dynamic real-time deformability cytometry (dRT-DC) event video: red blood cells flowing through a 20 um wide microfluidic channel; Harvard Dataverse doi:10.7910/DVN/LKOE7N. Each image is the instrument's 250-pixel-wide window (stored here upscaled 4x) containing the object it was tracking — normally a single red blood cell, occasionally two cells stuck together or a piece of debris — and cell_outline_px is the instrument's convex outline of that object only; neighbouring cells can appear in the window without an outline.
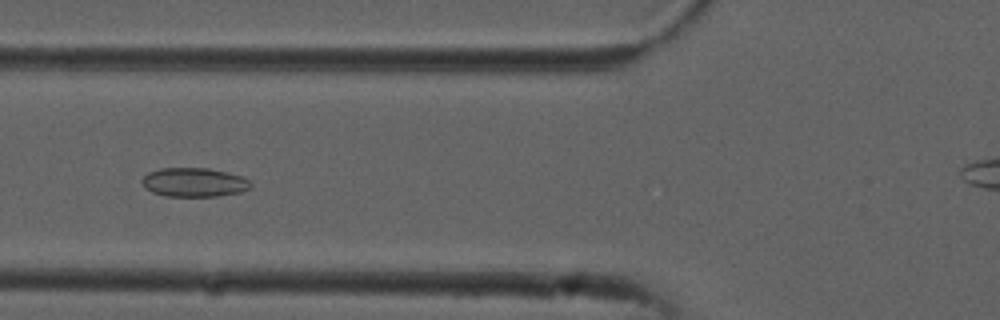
{"species": "common noctule bat (a hibernating species)", "species_latin": "Nyctalus noctula", "temperature_condition": "cold", "stored_images_in_passage": 6, "camera_frame_rate_fps": 3000, "um_per_image_px": 0.085, "animal": {"sex": "male", "forearm_length_mm": 52.5}, "frame": {"image": 1, "passage_image": 6, "time_ms": 1.667, "image_size_px": [1000, 320], "cell_outline_px": [[252, 184], [248, 188], [240, 192], [216, 196], [164, 196], [152, 192], [140, 180], [148, 172], [160, 168], [208, 168], [240, 176], [248, 180]], "centroid_in_image_um": [16.46, 15.49], "position_along_channel_um": 109.3, "area_um2": 18.09}}